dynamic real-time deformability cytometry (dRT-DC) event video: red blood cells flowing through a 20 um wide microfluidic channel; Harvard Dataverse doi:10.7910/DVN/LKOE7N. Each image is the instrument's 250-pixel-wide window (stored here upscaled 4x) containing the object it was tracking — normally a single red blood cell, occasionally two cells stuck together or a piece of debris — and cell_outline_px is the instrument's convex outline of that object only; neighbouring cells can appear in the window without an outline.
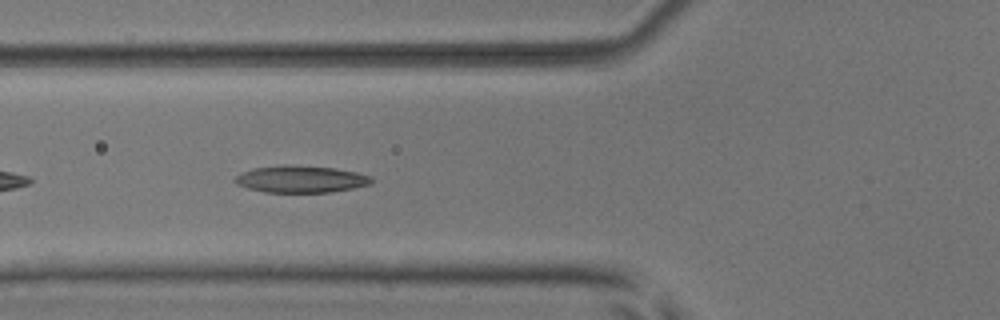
{"species": "common noctule bat (a hibernating species)", "species_latin": "Nyctalus noctula", "temperature_condition": "room temperature", "stored_images_in_passage": 31, "camera_frame_rate_fps": 3000, "um_per_image_px": 0.085, "animal": {"sex": "male", "body_mass_g": 17.9, "forearm_length_mm": 54.2}, "frame": {"image": 1, "passage_image": 5, "time_ms": 1.333, "image_size_px": [1000, 320], "cell_outline_px": [[372, 184], [352, 188], [328, 192], [264, 192], [248, 188], [236, 184], [232, 180], [236, 176], [252, 168], [284, 164], [288, 164], [332, 168], [356, 172], [372, 176]], "centroid_in_image_um": [25.54, 15.22], "position_along_channel_um": 100.3, "area_um2": 21.44}}
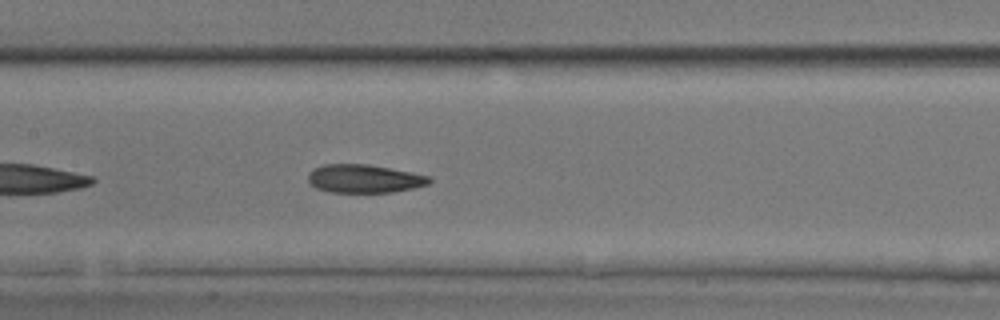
{"frame": {"image": 2, "passage_image": 11, "time_ms": 3.333, "image_size_px": [1000, 320], "cell_outline_px": [[432, 180], [428, 184], [412, 188], [392, 192], [328, 192], [316, 188], [308, 180], [308, 172], [312, 168], [324, 164], [368, 164], [412, 172], [432, 176]], "centroid_in_image_um": [30.95, 15.18], "position_along_channel_um": 176.4, "area_um2": 20.11}}
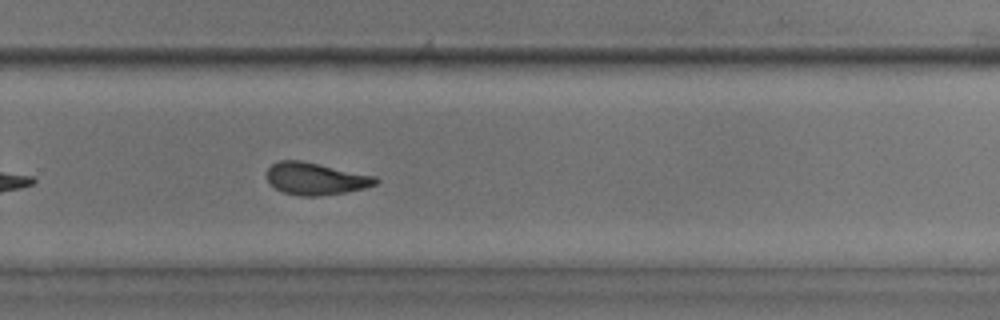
{"frame": {"image": 3, "passage_image": 21, "time_ms": 6.667, "image_size_px": [1000, 320], "cell_outline_px": [[380, 180], [376, 184], [364, 188], [344, 192], [316, 196], [300, 196], [284, 192], [276, 188], [268, 180], [268, 168], [272, 164], [280, 160], [300, 160], [376, 176]], "centroid_in_image_um": [26.85, 15.18], "position_along_channel_um": 303.0, "area_um2": 20.11}, "authors_computed_cell_mechanics": {"area_um2": 20.6346, "velocity_mm_per_s": 3.8105, "shape_relaxation_time_tau1_ms": 4.4868, "shape_relaxation_time_tau2_ms": 2.8743, "deformation_change_tau1": 0.1885, "deformation_change_tau2": 0.1104}}